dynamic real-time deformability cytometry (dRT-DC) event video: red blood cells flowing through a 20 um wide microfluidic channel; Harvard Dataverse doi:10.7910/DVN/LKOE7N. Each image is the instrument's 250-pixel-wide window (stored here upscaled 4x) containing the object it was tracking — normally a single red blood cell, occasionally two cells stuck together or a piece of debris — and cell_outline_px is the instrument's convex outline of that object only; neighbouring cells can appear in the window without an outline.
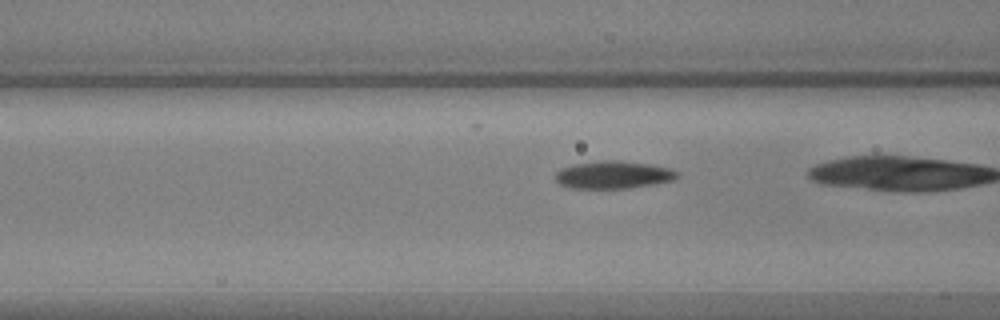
{"species": "common noctule bat (a hibernating species)", "species_latin": "Nyctalus noctula", "temperature_condition": "warm", "stored_images_in_passage": 34, "camera_frame_rate_fps": 3000, "um_per_image_px": 0.085, "animal": {"sex": "male", "body_mass_g": 17.9, "forearm_length_mm": 54.2}, "frame": {"image": 1, "passage_image": 13, "time_ms": 4.0, "image_size_px": [1000, 320], "cell_outline_px": [[680, 176], [672, 180], [656, 184], [628, 188], [572, 188], [560, 184], [556, 180], [556, 172], [560, 168], [576, 164], [604, 160], [616, 160], [648, 164], [668, 168], [680, 172]], "centroid_in_image_um": [52.16, 14.86], "position_along_channel_um": 114.4, "area_um2": 19.48}}